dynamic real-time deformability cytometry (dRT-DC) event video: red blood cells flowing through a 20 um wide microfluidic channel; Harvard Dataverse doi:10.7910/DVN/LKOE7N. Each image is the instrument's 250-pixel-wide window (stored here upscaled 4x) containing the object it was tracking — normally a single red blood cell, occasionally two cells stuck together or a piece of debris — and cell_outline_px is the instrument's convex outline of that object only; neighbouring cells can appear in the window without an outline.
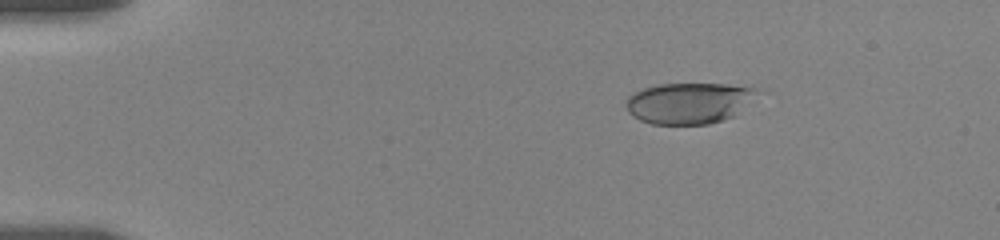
{"species": "human", "species_latin": "Homo sapiens", "temperature_condition": "room temperature", "stored_images_in_passage": 67, "camera_frame_rate_fps": 3000, "um_per_image_px": 0.085, "donor": {"sex": "female"}, "frame": {"image": 1, "passage_image": 5, "time_ms": 2.333, "image_size_px": [1000, 240], "cell_outline_px": [[764, 92], [736, 116], [708, 124], [652, 124], [640, 120], [632, 116], [628, 112], [624, 100], [628, 96], [644, 88], [660, 84], [752, 84], [760, 88]], "centroid_in_image_um": [58.71, 8.74], "position_along_channel_um": 26.3, "area_um2": 32.43}}
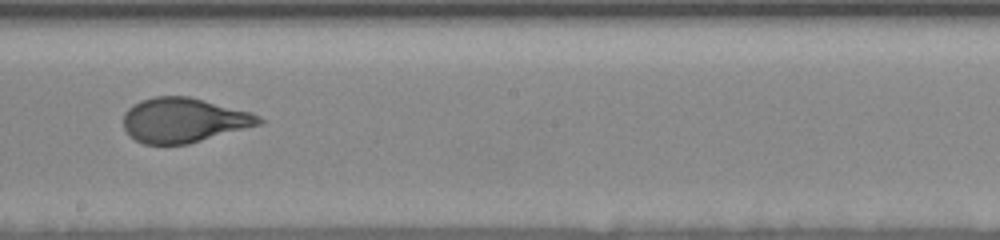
{"frame": {"image": 2, "passage_image": 34, "time_ms": 10.333, "image_size_px": [1000, 240], "cell_outline_px": [[264, 120], [260, 124], [188, 144], [144, 144], [128, 136], [124, 128], [124, 112], [132, 104], [140, 100], [156, 96], [188, 96], [252, 112]], "centroid_in_image_um": [15.57, 10.21], "position_along_channel_um": 232.6, "area_um2": 35.2}}
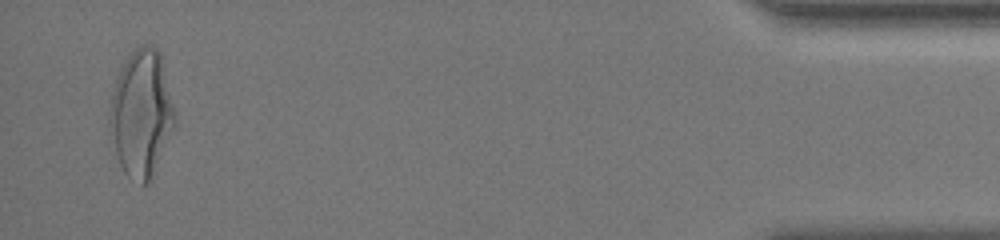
{"frame": {"image": 3, "passage_image": 64, "time_ms": 17.667, "image_size_px": [1000, 240], "cell_outline_px": [[176, 124], [148, 184], [144, 184], [128, 176], [124, 172], [120, 164], [116, 152], [108, 120], [112, 96], [116, 80], [128, 56], [140, 44], [148, 44], [156, 48], [160, 52], [176, 112]], "centroid_in_image_um": [12.05, 9.62], "position_along_channel_um": 423.2, "area_um2": 47.57}, "authors_computed_cell_mechanics": {"area_um2": 35.547, "velocity_mm_per_s": 3.5659, "shape_relaxation_time_tau1_ms": 4.3097, "shape_relaxation_time_tau2_ms": null, "deformation_change_tau1": 0.1892, "deformation_change_tau2": null}}